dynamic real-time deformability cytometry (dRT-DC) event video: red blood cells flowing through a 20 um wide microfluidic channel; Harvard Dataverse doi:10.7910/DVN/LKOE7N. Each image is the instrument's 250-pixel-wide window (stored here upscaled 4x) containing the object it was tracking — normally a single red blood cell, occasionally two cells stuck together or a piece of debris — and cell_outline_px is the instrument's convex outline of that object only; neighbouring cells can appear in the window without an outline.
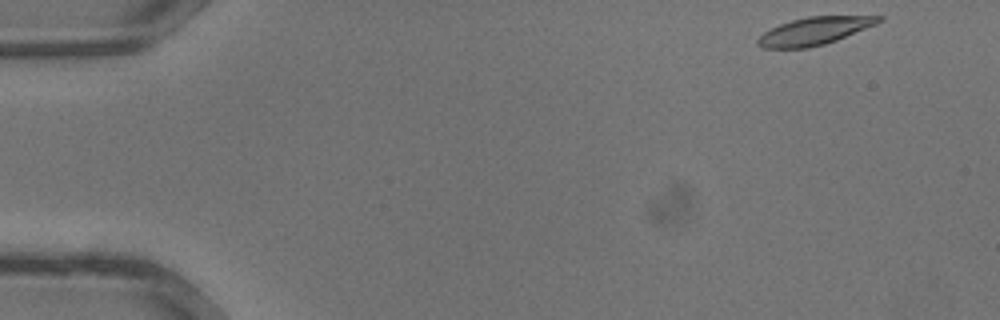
{"species": "common noctule bat (a hibernating species)", "species_latin": "Nyctalus noctula", "temperature_condition": "warm", "stored_images_in_passage": 33, "camera_frame_rate_fps": 3000, "um_per_image_px": 0.085, "animal": {"sex": "male", "body_mass_g": 13.3}, "frame": {"image": 1, "passage_image": 1, "time_ms": 0.0, "image_size_px": [1000, 320], "cell_outline_px": [[884, 20], [876, 24], [836, 40], [824, 44], [808, 48], [764, 48], [756, 44], [756, 40], [764, 32], [780, 24], [792, 20], [808, 16], [884, 16]], "centroid_in_image_um": [69.22, 2.63], "position_along_channel_um": 15.8, "area_um2": 19.31}}
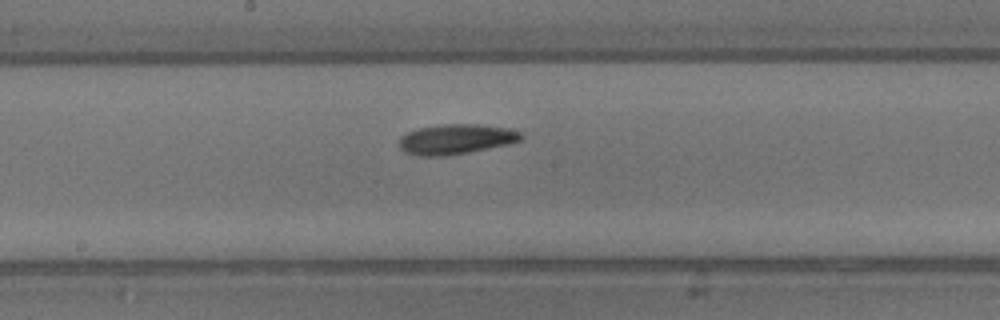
{"frame": {"image": 2, "passage_image": 17, "time_ms": 5.333, "image_size_px": [1000, 320], "cell_outline_px": [[524, 140], [508, 144], [448, 156], [416, 156], [404, 152], [400, 148], [400, 136], [408, 132], [420, 128], [444, 124], [480, 124], [508, 128], [520, 132], [524, 136]], "centroid_in_image_um": [38.78, 11.83], "position_along_channel_um": 209.4, "area_um2": 21.44}}
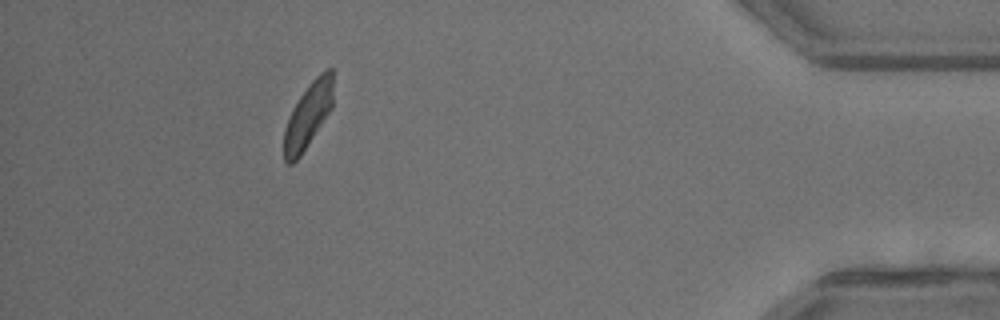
{"frame": {"image": 3, "passage_image": 30, "time_ms": 9.667, "image_size_px": [1000, 320], "cell_outline_px": [[332, 108], [300, 156], [292, 164], [288, 164], [284, 160], [284, 128], [292, 108], [308, 84], [320, 72], [328, 68], [332, 68]], "centroid_in_image_um": [26.17, 9.8], "position_along_channel_um": 409.0, "area_um2": 18.5}}